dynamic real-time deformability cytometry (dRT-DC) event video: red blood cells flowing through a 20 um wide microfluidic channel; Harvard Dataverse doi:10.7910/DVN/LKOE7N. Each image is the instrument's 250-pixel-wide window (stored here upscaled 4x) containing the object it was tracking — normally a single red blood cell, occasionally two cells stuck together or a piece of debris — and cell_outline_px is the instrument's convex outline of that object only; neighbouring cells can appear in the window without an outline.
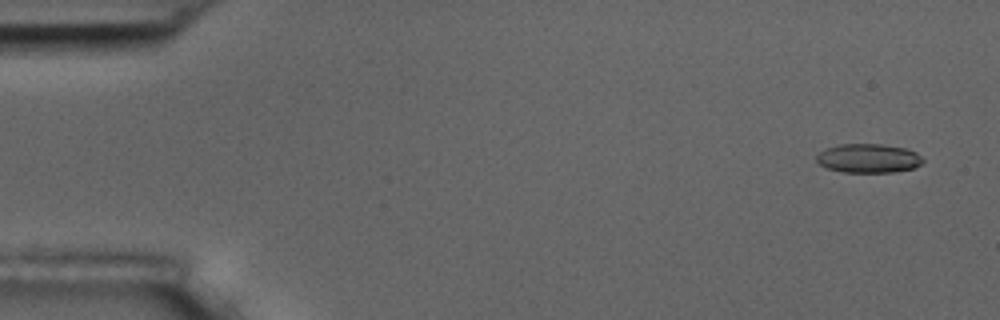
{"species": "common noctule bat (a hibernating species)", "species_latin": "Nyctalus noctula", "temperature_condition": "room temperature", "stored_images_in_passage": 6, "camera_frame_rate_fps": 3000, "um_per_image_px": 0.085, "animal": {"sex": "male", "body_mass_g": 17.5, "forearm_length_mm": 52.3}, "frame": {"image": 1, "passage_image": 1, "time_ms": 0.0, "image_size_px": [1000, 320], "cell_outline_px": [[924, 160], [920, 164], [912, 168], [892, 172], [844, 172], [828, 168], [820, 164], [816, 160], [816, 156], [820, 152], [828, 148], [840, 144], [884, 144], [908, 148], [916, 152]], "centroid_in_image_um": [73.84, 13.44], "position_along_channel_um": 11.2, "area_um2": 17.86}}
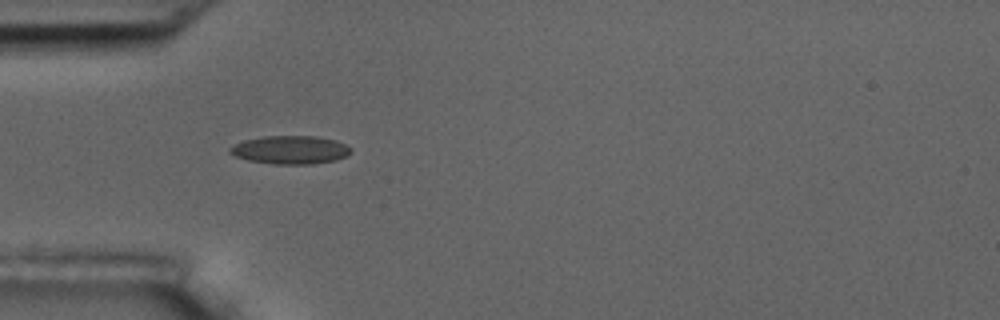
{"frame": {"image": 2, "passage_image": 5, "time_ms": 4.667, "image_size_px": [1000, 320], "cell_outline_px": [[352, 152], [348, 156], [336, 160], [312, 164], [272, 164], [248, 160], [236, 156], [228, 152], [228, 148], [244, 140], [264, 136], [316, 136], [336, 140], [352, 148]], "centroid_in_image_um": [24.7, 12.74], "position_along_channel_um": 60.3, "area_um2": 20.06}}